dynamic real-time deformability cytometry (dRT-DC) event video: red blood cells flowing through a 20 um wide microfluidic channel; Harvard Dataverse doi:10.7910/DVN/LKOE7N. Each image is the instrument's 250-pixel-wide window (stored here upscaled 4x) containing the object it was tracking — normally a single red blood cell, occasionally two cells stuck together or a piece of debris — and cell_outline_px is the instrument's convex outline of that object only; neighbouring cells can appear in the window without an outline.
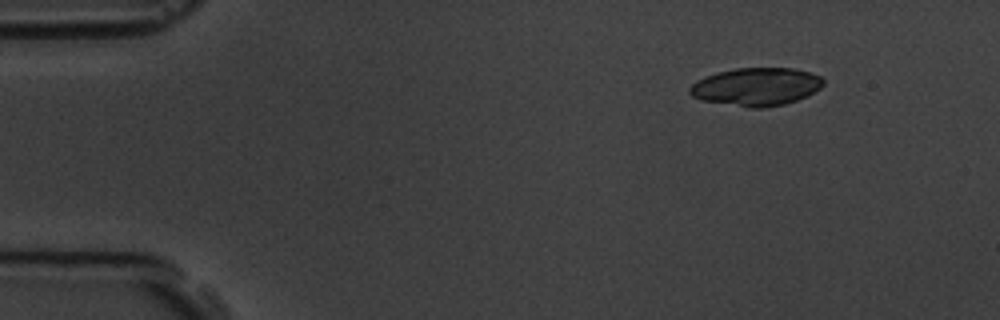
{"species": "common noctule bat (a hibernating species)", "species_latin": "Nyctalus noctula", "temperature_condition": "room temperature", "stored_images_in_passage": 10, "camera_frame_rate_fps": 3000, "um_per_image_px": 0.085, "animal": {"sex": "male", "body_mass_g": 19.5, "forearm_length_mm": 54.6}, "frame": {"image": 1, "passage_image": 2, "time_ms": 1.0, "image_size_px": [1000, 320], "cell_outline_px": [[824, 84], [820, 88], [808, 96], [784, 104], [764, 108], [748, 108], [700, 100], [692, 96], [688, 92], [688, 88], [696, 80], [704, 76], [716, 72], [736, 68], [792, 68], [808, 72], [820, 76], [824, 80]], "centroid_in_image_um": [64.25, 7.38], "position_along_channel_um": 20.8, "area_um2": 29.88}}